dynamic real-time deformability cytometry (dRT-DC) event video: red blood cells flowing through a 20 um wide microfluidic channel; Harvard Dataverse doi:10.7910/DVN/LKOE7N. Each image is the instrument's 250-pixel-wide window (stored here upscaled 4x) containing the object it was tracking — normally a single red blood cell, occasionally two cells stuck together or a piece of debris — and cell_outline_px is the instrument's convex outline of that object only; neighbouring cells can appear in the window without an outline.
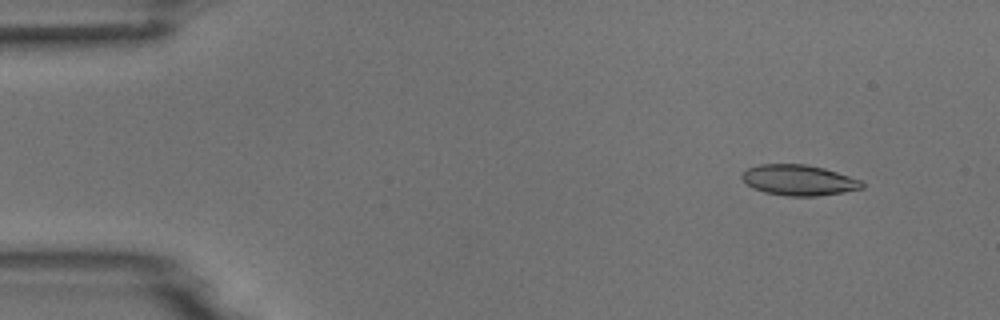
{"species": "common noctule bat (a hibernating species)", "species_latin": "Nyctalus noctula", "temperature_condition": "room temperature", "stored_images_in_passage": 5, "camera_frame_rate_fps": 3000, "um_per_image_px": 0.085, "animal": {"sex": "male", "body_mass_g": 18.8}, "frame": {"image": 1, "passage_image": 1, "time_ms": 0.0, "image_size_px": [1000, 320], "cell_outline_px": [[864, 188], [844, 192], [816, 196], [788, 196], [764, 192], [748, 184], [740, 176], [748, 168], [760, 164], [804, 164], [824, 168], [860, 180], [864, 184]], "centroid_in_image_um": [67.91, 15.31], "position_along_channel_um": 17.1, "area_um2": 21.15}}
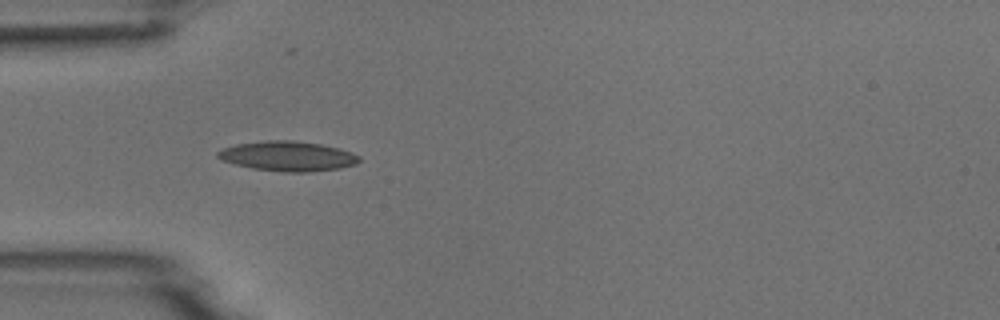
{"frame": {"image": 2, "passage_image": 4, "time_ms": 3.667, "image_size_px": [1000, 320], "cell_outline_px": [[360, 160], [356, 164], [340, 168], [308, 172], [284, 172], [252, 168], [236, 164], [224, 160], [216, 156], [216, 152], [224, 148], [236, 144], [268, 140], [292, 140], [320, 144], [340, 148], [352, 152], [360, 156]], "centroid_in_image_um": [24.49, 13.27], "position_along_channel_um": 60.5, "area_um2": 24.51}}